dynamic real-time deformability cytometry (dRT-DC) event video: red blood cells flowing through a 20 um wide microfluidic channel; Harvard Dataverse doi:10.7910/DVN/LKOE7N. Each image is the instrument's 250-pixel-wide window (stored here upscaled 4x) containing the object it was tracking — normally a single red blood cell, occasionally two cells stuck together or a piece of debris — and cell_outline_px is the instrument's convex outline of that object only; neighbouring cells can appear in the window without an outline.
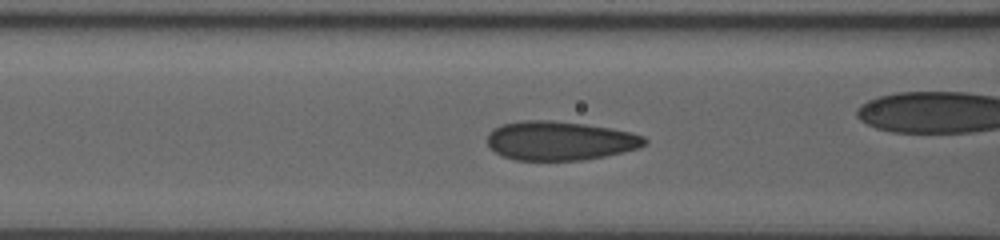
{"species": "human", "species_latin": "Homo sapiens", "temperature_condition": "room temperature", "stored_images_in_passage": 29, "camera_frame_rate_fps": 3000, "um_per_image_px": 0.085, "donor": {"sex": "male"}, "frame": {"image": 1, "passage_image": 20, "time_ms": 4.333, "image_size_px": [1000, 240], "cell_outline_px": [[648, 144], [636, 148], [604, 156], [584, 160], [516, 160], [504, 156], [496, 152], [488, 144], [488, 132], [492, 128], [500, 124], [524, 120], [552, 120], [584, 124], [608, 128], [628, 132], [644, 136], [648, 140]], "centroid_in_image_um": [47.56, 11.95], "position_along_channel_um": 119.0, "area_um2": 35.6}}